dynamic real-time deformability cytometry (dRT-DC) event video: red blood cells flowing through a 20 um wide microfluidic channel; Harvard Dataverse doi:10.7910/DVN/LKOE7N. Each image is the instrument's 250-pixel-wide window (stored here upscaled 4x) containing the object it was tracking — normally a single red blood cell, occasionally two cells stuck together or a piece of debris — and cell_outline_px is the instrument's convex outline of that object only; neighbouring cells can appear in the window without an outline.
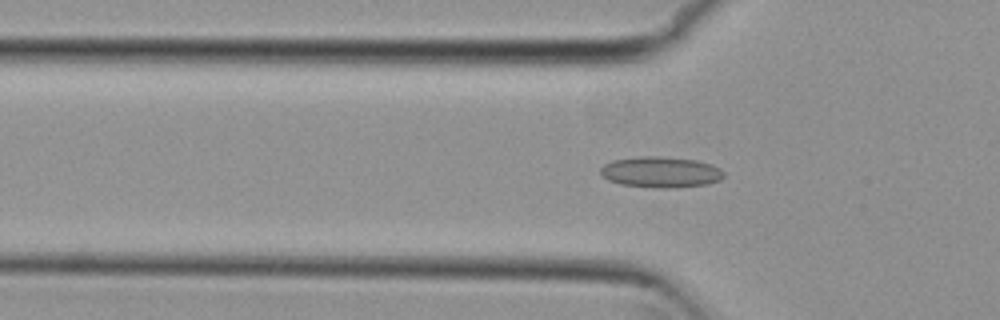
{"species": "common noctule bat (a hibernating species)", "species_latin": "Nyctalus noctula", "temperature_condition": "cold", "stored_images_in_passage": 45, "camera_frame_rate_fps": 3000, "um_per_image_px": 0.085, "animal": {"sex": "female", "body_mass_g": 29.2, "forearm_length_mm": 56.3}, "frame": {"image": 1, "passage_image": 15, "time_ms": 4.667, "image_size_px": [1000, 320], "cell_outline_px": [[724, 176], [720, 180], [708, 184], [668, 188], [660, 188], [620, 184], [608, 180], [600, 172], [600, 168], [604, 164], [612, 160], [640, 156], [656, 156], [696, 160], [712, 164], [720, 168], [724, 172]], "centroid_in_image_um": [56.17, 14.62], "position_along_channel_um": 69.6, "area_um2": 22.2}}
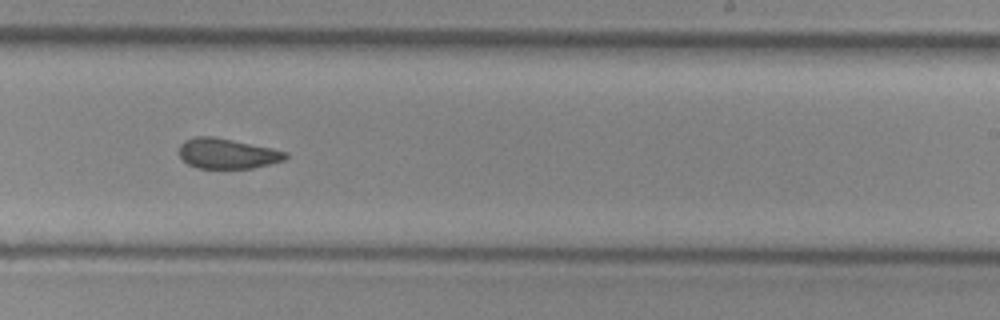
{"frame": {"image": 2, "passage_image": 31, "time_ms": 10.0, "image_size_px": [1000, 320], "cell_outline_px": [[288, 156], [284, 160], [252, 168], [196, 168], [188, 164], [180, 156], [180, 144], [184, 140], [196, 136], [212, 136], [272, 148], [288, 152]], "centroid_in_image_um": [19.31, 13.05], "position_along_channel_um": 269.7, "area_um2": 18.61}}
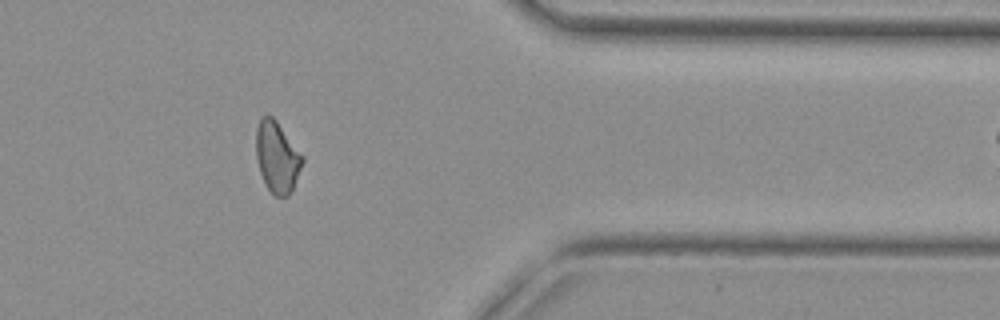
{"frame": {"image": 3, "passage_image": 42, "time_ms": 13.667, "image_size_px": [1000, 320], "cell_outline_px": [[304, 160], [292, 188], [288, 196], [272, 196], [260, 172], [256, 156], [256, 128], [260, 120], [264, 116], [272, 116], [276, 120], [304, 156]], "centroid_in_image_um": [23.55, 13.34], "position_along_channel_um": 387.9, "area_um2": 18.96}}